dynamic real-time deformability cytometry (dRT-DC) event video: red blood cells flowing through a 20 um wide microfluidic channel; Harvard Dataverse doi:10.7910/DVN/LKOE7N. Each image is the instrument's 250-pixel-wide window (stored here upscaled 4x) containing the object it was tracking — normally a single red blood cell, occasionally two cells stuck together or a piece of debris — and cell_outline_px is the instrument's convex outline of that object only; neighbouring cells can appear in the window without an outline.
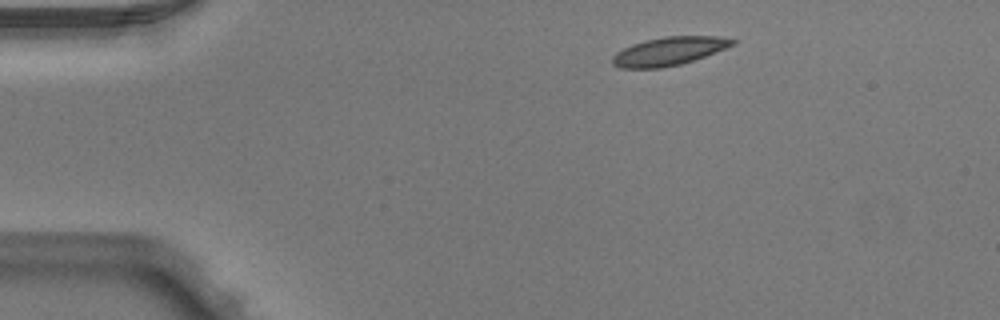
{"species": "Egyptian fruit bat (a non-hibernating species)", "species_latin": "Rousettus aegyptiacus", "temperature_condition": "warm", "stored_images_in_passage": 5, "camera_frame_rate_fps": 3000, "um_per_image_px": 0.085, "animal": {"sex": "male"}, "frame": {"image": 1, "passage_image": 1, "time_ms": 0.0, "image_size_px": [1000, 320], "cell_outline_px": [[736, 44], [704, 56], [680, 64], [660, 68], [620, 68], [612, 64], [612, 56], [616, 52], [632, 44], [644, 40], [664, 36], [716, 36], [736, 40]], "centroid_in_image_um": [56.82, 4.34], "position_along_channel_um": 28.2, "area_um2": 19.71}}
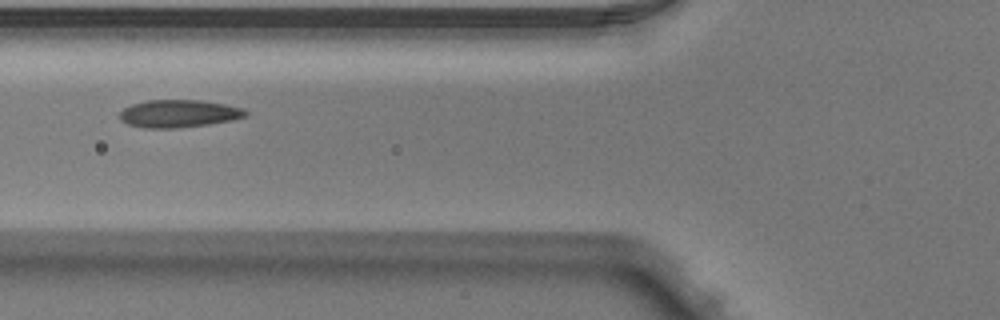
{"frame": {"image": 2, "passage_image": 4, "time_ms": 1.0, "image_size_px": [1000, 320], "cell_outline_px": [[248, 116], [232, 120], [208, 124], [172, 128], [144, 128], [128, 124], [120, 120], [120, 112], [124, 108], [132, 104], [148, 100], [200, 100], [224, 104], [244, 108], [248, 112]], "centroid_in_image_um": [15.21, 9.65], "position_along_channel_um": 110.6, "area_um2": 20.23}}
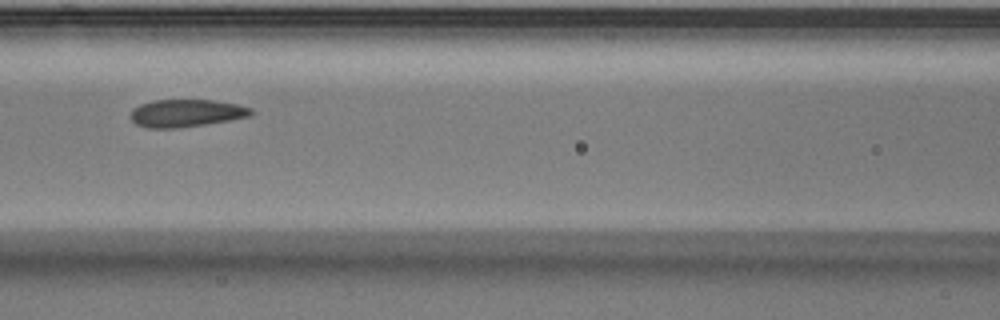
{"frame": {"image": 3, "passage_image": 5, "time_ms": 1.333, "image_size_px": [1000, 320], "cell_outline_px": [[252, 116], [204, 124], [176, 128], [148, 128], [136, 124], [132, 120], [132, 108], [140, 104], [152, 100], [212, 100], [236, 104], [252, 108]], "centroid_in_image_um": [15.81, 9.61], "position_along_channel_um": 150.8, "area_um2": 19.19}}